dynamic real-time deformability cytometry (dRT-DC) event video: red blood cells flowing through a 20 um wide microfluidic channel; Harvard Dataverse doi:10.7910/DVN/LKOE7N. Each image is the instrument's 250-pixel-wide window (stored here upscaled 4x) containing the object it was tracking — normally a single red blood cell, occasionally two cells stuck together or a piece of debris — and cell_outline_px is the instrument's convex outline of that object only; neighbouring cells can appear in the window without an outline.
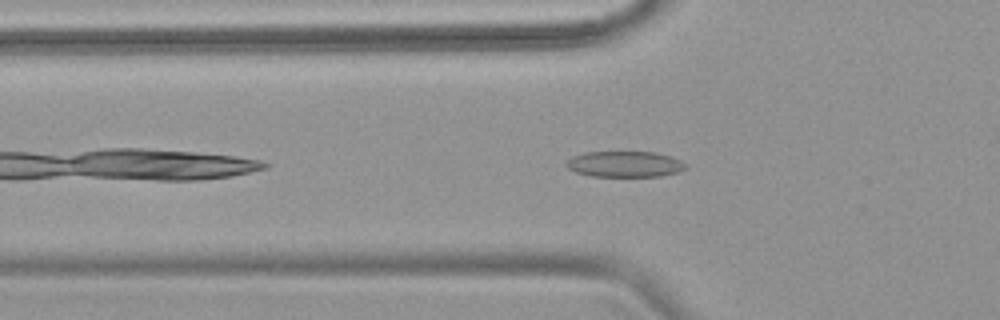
{"species": "common noctule bat (a hibernating species)", "species_latin": "Nyctalus noctula", "temperature_condition": "warm", "stored_images_in_passage": 41, "camera_frame_rate_fps": 3000, "um_per_image_px": 0.085, "animal": {"sex": "female", "body_mass_g": 18.4}, "frame": {"image": 1, "passage_image": 5, "time_ms": 1.333, "image_size_px": [1000, 320], "cell_outline_px": [[688, 168], [676, 172], [660, 176], [592, 176], [576, 172], [568, 168], [564, 164], [572, 156], [584, 152], [656, 152], [680, 160], [688, 164]], "centroid_in_image_um": [53.1, 13.95], "position_along_channel_um": 72.7, "area_um2": 17.98}}
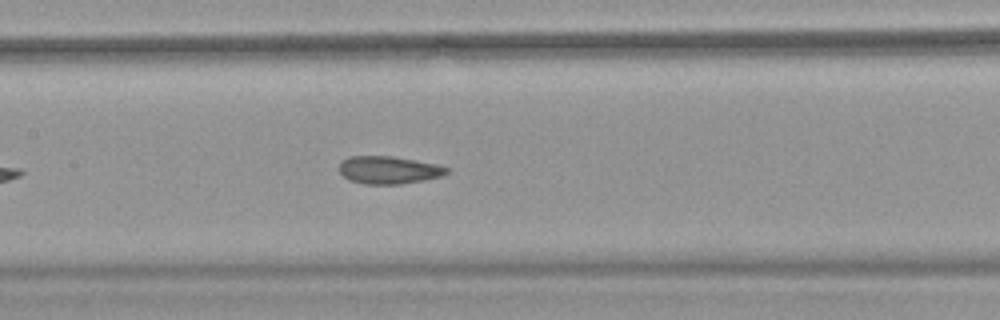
{"frame": {"image": 2, "passage_image": 13, "time_ms": 4.0, "image_size_px": [1000, 320], "cell_outline_px": [[448, 172], [440, 176], [424, 180], [400, 184], [364, 184], [348, 180], [340, 172], [340, 164], [348, 156], [392, 156], [436, 164], [448, 168]], "centroid_in_image_um": [33.02, 14.45], "position_along_channel_um": 174.4, "area_um2": 17.17}}
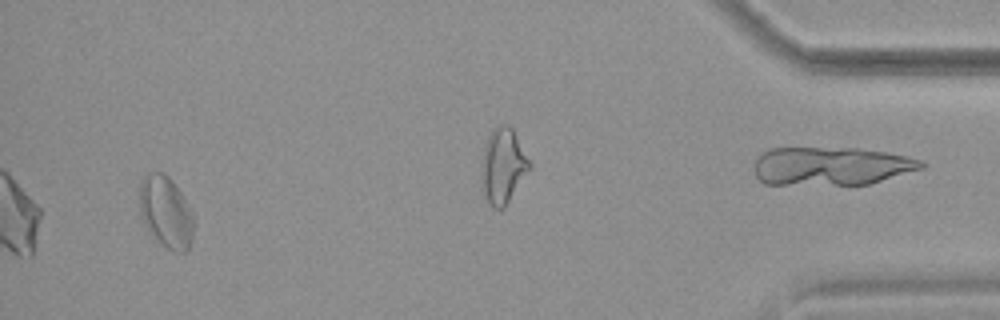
{"frame": {"image": 3, "passage_image": 38, "time_ms": 12.333, "image_size_px": [1000, 320], "cell_outline_px": [[192, 240], [188, 248], [184, 252], [176, 252], [168, 248], [148, 228], [140, 212], [140, 176], [152, 172], [164, 172], [172, 180], [180, 192], [192, 216]], "centroid_in_image_um": [14.08, 17.95], "position_along_channel_um": 421.1, "area_um2": 21.79}, "authors_computed_cell_mechanics": {"area_um2": 17.8602, "velocity_mm_per_s": 3.8109, "shape_relaxation_time_tau1_ms": null, "shape_relaxation_time_tau2_ms": 1.3989, "deformation_change_tau1": null, "deformation_change_tau2": 0.0796}}